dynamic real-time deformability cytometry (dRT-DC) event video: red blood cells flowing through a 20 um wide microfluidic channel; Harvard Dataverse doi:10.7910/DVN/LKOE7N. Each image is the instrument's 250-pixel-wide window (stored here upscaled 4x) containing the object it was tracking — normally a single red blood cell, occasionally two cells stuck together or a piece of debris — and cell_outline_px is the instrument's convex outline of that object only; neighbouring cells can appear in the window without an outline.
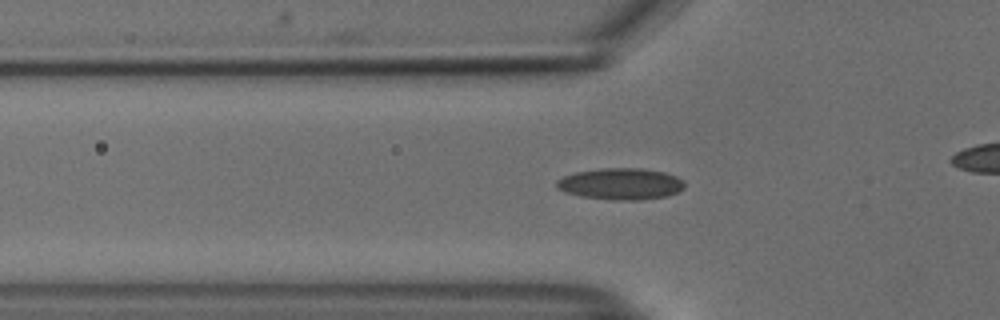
{"species": "common noctule bat (a hibernating species)", "species_latin": "Nyctalus noctula", "temperature_condition": "cold", "stored_images_in_passage": 44, "camera_frame_rate_fps": 3000, "um_per_image_px": 0.085, "animal": {"sex": "male", "body_mass_g": 18.8}, "frame": {"image": 1, "passage_image": 18, "time_ms": 5.667, "image_size_px": [1000, 320], "cell_outline_px": [[684, 188], [668, 196], [640, 200], [612, 200], [580, 196], [564, 192], [556, 188], [556, 180], [564, 176], [576, 172], [604, 168], [640, 168], [664, 172], [676, 176], [684, 180]], "centroid_in_image_um": [52.75, 15.63], "position_along_channel_um": 73.0, "area_um2": 23.58}}
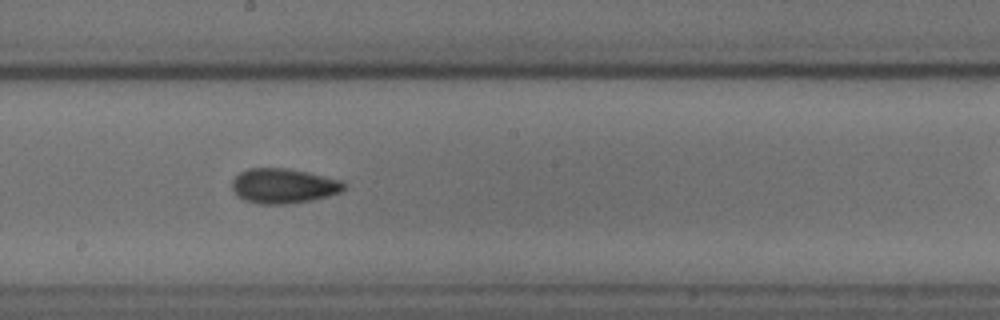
{"frame": {"image": 2, "passage_image": 30, "time_ms": 9.667, "image_size_px": [1000, 320], "cell_outline_px": [[348, 188], [340, 192], [328, 196], [288, 204], [260, 204], [244, 200], [236, 196], [232, 192], [232, 180], [240, 172], [248, 168], [288, 168], [308, 172], [344, 180], [348, 184]], "centroid_in_image_um": [24.12, 15.79], "position_along_channel_um": 224.1, "area_um2": 23.12}}
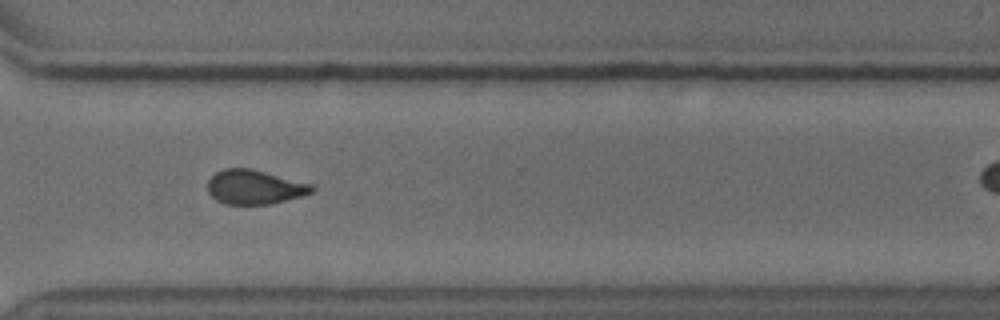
{"frame": {"image": 3, "passage_image": 40, "time_ms": 13.0, "image_size_px": [1000, 320], "cell_outline_px": [[316, 188], [312, 192], [300, 196], [272, 204], [224, 204], [216, 200], [208, 192], [208, 180], [216, 172], [224, 168], [252, 168], [312, 184]], "centroid_in_image_um": [21.63, 15.89], "position_along_channel_um": 349.0, "area_um2": 20.87}}